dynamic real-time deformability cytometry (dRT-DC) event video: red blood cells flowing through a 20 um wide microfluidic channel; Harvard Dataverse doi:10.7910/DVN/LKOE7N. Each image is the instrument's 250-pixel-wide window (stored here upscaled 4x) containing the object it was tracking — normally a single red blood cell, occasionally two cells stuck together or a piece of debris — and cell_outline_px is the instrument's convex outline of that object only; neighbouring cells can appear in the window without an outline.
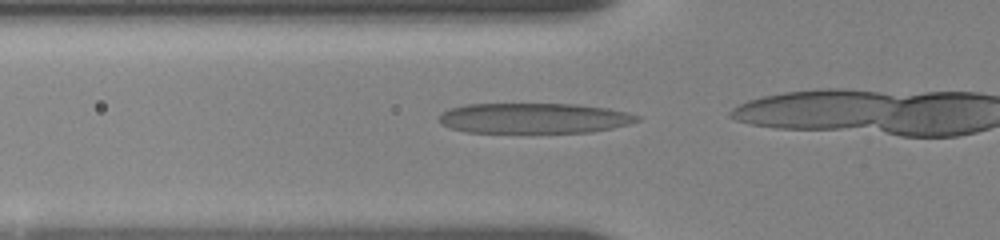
{"species": "human", "species_latin": "Homo sapiens", "temperature_condition": "room temperature", "stored_images_in_passage": 31, "camera_frame_rate_fps": 3000, "um_per_image_px": 0.085, "donor": {"sex": "female"}, "frame": {"image": 1, "passage_image": 5, "time_ms": 1.0, "image_size_px": [1000, 240], "cell_outline_px": [[640, 120], [628, 124], [612, 128], [592, 132], [464, 132], [440, 124], [440, 116], [448, 108], [464, 104], [572, 104], [608, 108], [628, 112], [640, 116]], "centroid_in_image_um": [45.39, 10.04], "position_along_channel_um": 80.4, "area_um2": 34.97}}
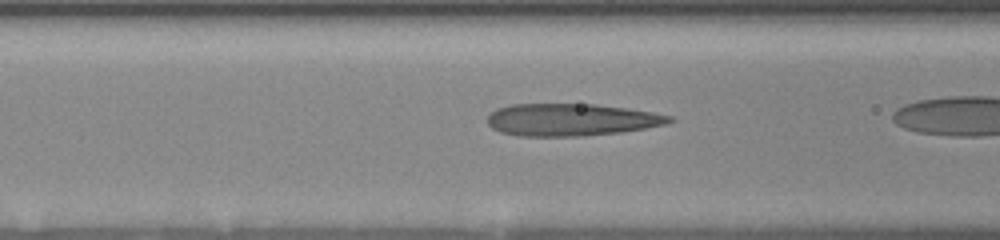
{"frame": {"image": 2, "passage_image": 10, "time_ms": 2.0, "image_size_px": [1000, 240], "cell_outline_px": [[676, 120], [664, 124], [644, 128], [620, 132], [580, 136], [520, 136], [500, 132], [492, 128], [488, 124], [488, 116], [496, 108], [512, 104], [596, 104], [628, 108], [652, 112], [672, 116]], "centroid_in_image_um": [48.54, 10.17], "position_along_channel_um": 118.1, "area_um2": 34.22}}
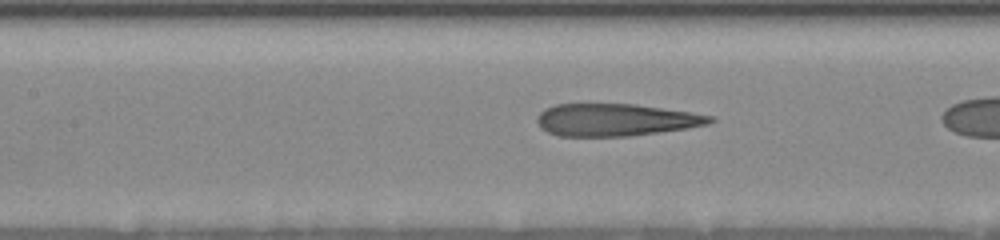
{"frame": {"image": 3, "passage_image": 14, "time_ms": 3.0, "image_size_px": [1000, 240], "cell_outline_px": [[716, 120], [708, 124], [688, 128], [628, 136], [556, 136], [540, 128], [536, 120], [536, 116], [544, 108], [556, 104], [636, 104], [688, 112], [712, 116]], "centroid_in_image_um": [52.27, 10.19], "position_along_channel_um": 155.1, "area_um2": 32.54}}